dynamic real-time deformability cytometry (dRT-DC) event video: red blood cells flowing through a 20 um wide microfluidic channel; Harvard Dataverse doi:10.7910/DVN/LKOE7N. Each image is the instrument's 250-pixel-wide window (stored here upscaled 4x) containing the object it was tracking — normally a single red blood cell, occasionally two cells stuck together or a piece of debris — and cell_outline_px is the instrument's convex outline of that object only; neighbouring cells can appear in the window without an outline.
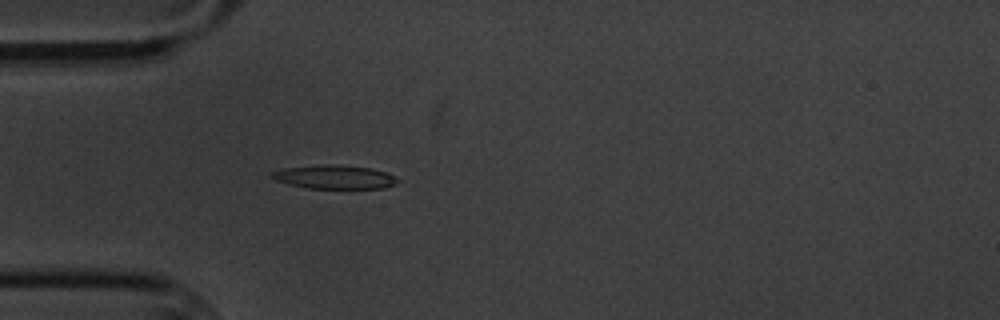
{"species": "common noctule bat (a hibernating species)", "species_latin": "Nyctalus noctula", "temperature_condition": "cold", "stored_images_in_passage": 4, "camera_frame_rate_fps": 3000, "um_per_image_px": 0.085, "animal": {"sex": "male", "body_mass_g": 20.1, "forearm_length_mm": 53.5}, "frame": {"image": 1, "passage_image": 4, "time_ms": 3.667, "image_size_px": [1000, 320], "cell_outline_px": [[400, 180], [396, 184], [384, 188], [308, 188], [288, 184], [276, 180], [268, 176], [268, 172], [284, 168], [316, 164], [332, 164], [372, 168], [388, 172], [396, 176]], "centroid_in_image_um": [28.42, 15.03], "position_along_channel_um": 56.6, "area_um2": 17.74}}